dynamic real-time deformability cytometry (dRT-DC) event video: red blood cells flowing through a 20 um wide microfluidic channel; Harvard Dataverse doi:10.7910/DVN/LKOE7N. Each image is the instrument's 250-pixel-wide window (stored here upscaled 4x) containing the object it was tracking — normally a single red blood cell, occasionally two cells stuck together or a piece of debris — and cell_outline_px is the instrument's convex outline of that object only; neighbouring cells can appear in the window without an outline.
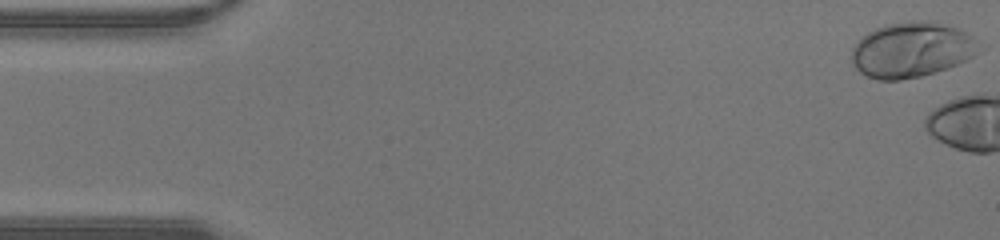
{"species": "human", "species_latin": "Homo sapiens", "temperature_condition": "warm", "stored_images_in_passage": 4, "camera_frame_rate_fps": 3000, "um_per_image_px": 0.085, "donor": {"sex": "male"}, "frame": {"image": 1, "passage_image": 1, "time_ms": 0.0, "image_size_px": [1000, 240], "cell_outline_px": [[984, 48], [968, 60], [948, 68], [936, 72], [920, 76], [900, 80], [880, 80], [868, 76], [860, 72], [852, 64], [852, 48], [868, 32], [884, 24], [912, 20], [928, 20], [956, 28], [972, 36]], "centroid_in_image_um": [77.52, 4.23], "position_along_channel_um": 7.5, "area_um2": 41.1}}